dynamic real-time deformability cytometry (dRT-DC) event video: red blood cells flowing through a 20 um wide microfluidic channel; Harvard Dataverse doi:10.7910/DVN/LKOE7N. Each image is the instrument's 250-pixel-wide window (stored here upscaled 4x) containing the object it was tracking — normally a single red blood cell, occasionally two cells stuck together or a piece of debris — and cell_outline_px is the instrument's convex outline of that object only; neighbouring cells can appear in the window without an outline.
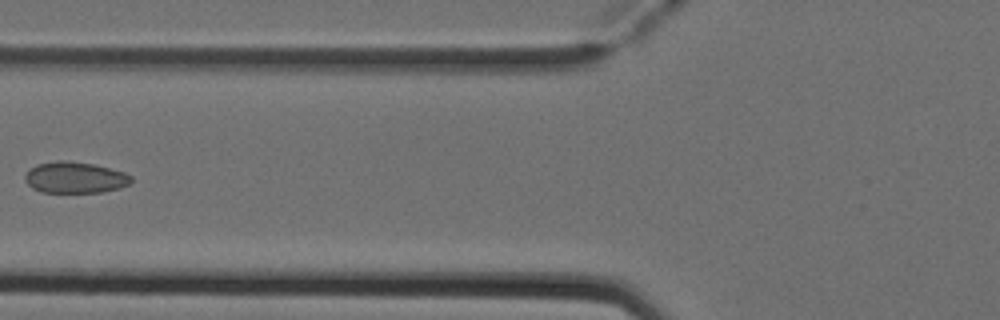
{"species": "Egyptian fruit bat (a non-hibernating species)", "species_latin": "Rousettus aegyptiacus", "temperature_condition": "cold", "stored_images_in_passage": 6, "camera_frame_rate_fps": 3000, "um_per_image_px": 0.085, "animal": {"sex": "female"}, "frame": {"image": 1, "passage_image": 6, "time_ms": 1.667, "image_size_px": [1000, 320], "cell_outline_px": [[132, 180], [128, 184], [120, 188], [104, 192], [40, 192], [32, 188], [24, 180], [24, 176], [36, 164], [60, 160], [64, 160], [92, 164], [124, 172], [132, 176]], "centroid_in_image_um": [6.37, 15.1], "position_along_channel_um": 119.4, "area_um2": 19.25}}